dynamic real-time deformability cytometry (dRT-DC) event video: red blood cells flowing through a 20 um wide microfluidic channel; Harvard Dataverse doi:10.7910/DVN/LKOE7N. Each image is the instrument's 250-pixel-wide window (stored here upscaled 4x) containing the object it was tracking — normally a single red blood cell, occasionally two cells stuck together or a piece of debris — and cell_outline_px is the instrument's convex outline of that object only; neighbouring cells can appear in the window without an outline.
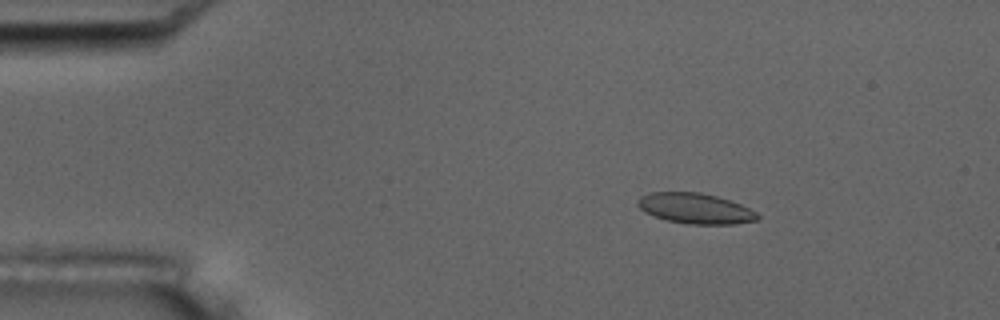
{"species": "common noctule bat (a hibernating species)", "species_latin": "Nyctalus noctula", "temperature_condition": "room temperature", "stored_images_in_passage": 54, "camera_frame_rate_fps": 3000, "um_per_image_px": 0.085, "animal": {"sex": "male", "body_mass_g": 17.5, "forearm_length_mm": 52.3}, "frame": {"image": 1, "passage_image": 9, "time_ms": 2.667, "image_size_px": [1000, 320], "cell_outline_px": [[760, 216], [756, 220], [736, 224], [688, 224], [668, 220], [644, 212], [636, 204], [636, 200], [640, 196], [648, 192], [700, 192], [716, 196], [740, 204], [756, 212]], "centroid_in_image_um": [59.07, 17.71], "position_along_channel_um": 25.9, "area_um2": 21.21}}
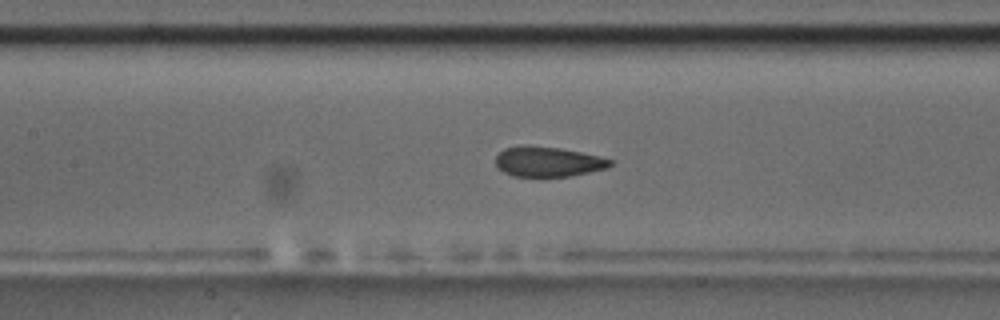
{"frame": {"image": 2, "passage_image": 25, "time_ms": 8.0, "image_size_px": [1000, 320], "cell_outline_px": [[616, 160], [608, 168], [572, 176], [512, 176], [504, 172], [496, 164], [496, 156], [504, 148], [524, 144], [528, 144], [560, 148], [600, 156]], "centroid_in_image_um": [46.61, 13.73], "position_along_channel_um": 160.8, "area_um2": 20.29}}
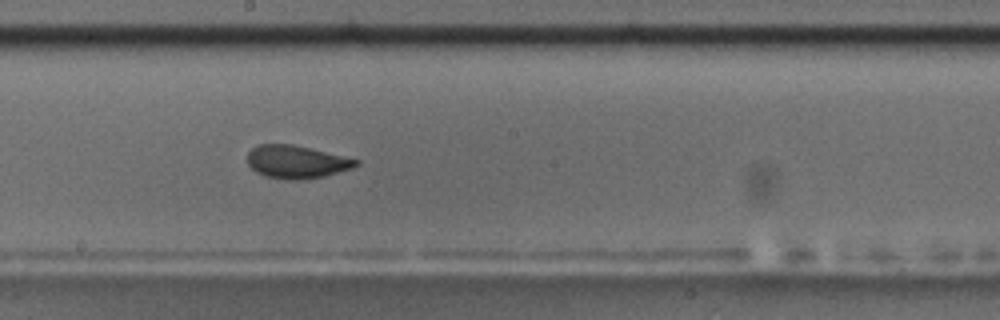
{"frame": {"image": 3, "passage_image": 30, "time_ms": 9.667, "image_size_px": [1000, 320], "cell_outline_px": [[360, 164], [352, 168], [324, 176], [300, 180], [288, 180], [264, 176], [256, 172], [248, 164], [248, 152], [252, 148], [260, 144], [292, 144], [360, 160]], "centroid_in_image_um": [25.19, 13.76], "position_along_channel_um": 223.0, "area_um2": 20.75}, "authors_computed_cell_mechanics": {"area_um2": 20.8369, "velocity_mm_per_s": 3.7665, "shape_relaxation_time_tau1_ms": 5.3924, "shape_relaxation_time_tau2_ms": 0.7816, "deformation_change_tau1": 0.1236, "deformation_change_tau2": 0.064}}